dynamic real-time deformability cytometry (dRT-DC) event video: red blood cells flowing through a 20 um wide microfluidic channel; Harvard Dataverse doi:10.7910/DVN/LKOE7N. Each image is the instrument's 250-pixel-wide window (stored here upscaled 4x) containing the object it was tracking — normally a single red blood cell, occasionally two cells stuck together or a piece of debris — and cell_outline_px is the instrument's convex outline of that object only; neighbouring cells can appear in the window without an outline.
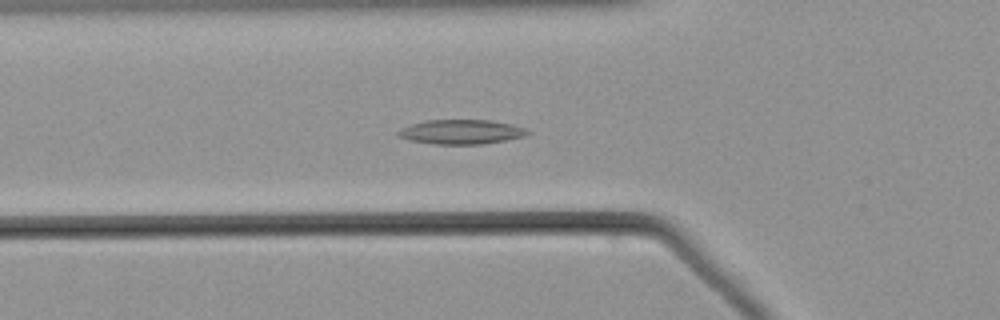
{"species": "common noctule bat (a hibernating species)", "species_latin": "Nyctalus noctula", "temperature_condition": "warm", "stored_images_in_passage": 55, "camera_frame_rate_fps": 3000, "um_per_image_px": 0.085, "animal": {"sex": "male", "body_mass_g": 21.5, "forearm_length_mm": 52.0}, "frame": {"image": 1, "passage_image": 20, "time_ms": 6.333, "image_size_px": [1000, 320], "cell_outline_px": [[532, 132], [524, 136], [484, 144], [432, 144], [408, 140], [396, 136], [396, 132], [400, 128], [424, 120], [492, 120], [512, 124], [524, 128]], "centroid_in_image_um": [39.16, 11.21], "position_along_channel_um": 86.6, "area_um2": 18.61}}
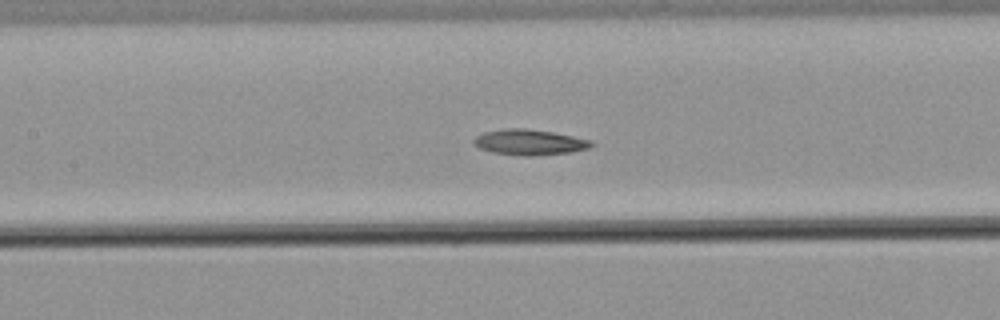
{"frame": {"image": 2, "passage_image": 26, "time_ms": 8.333, "image_size_px": [1000, 320], "cell_outline_px": [[596, 144], [588, 148], [572, 152], [532, 156], [524, 156], [492, 152], [480, 148], [472, 144], [472, 140], [476, 136], [484, 132], [504, 128], [524, 128], [552, 132], [592, 140]], "centroid_in_image_um": [45.0, 12.09], "position_along_channel_um": 162.4, "area_um2": 17.63}}
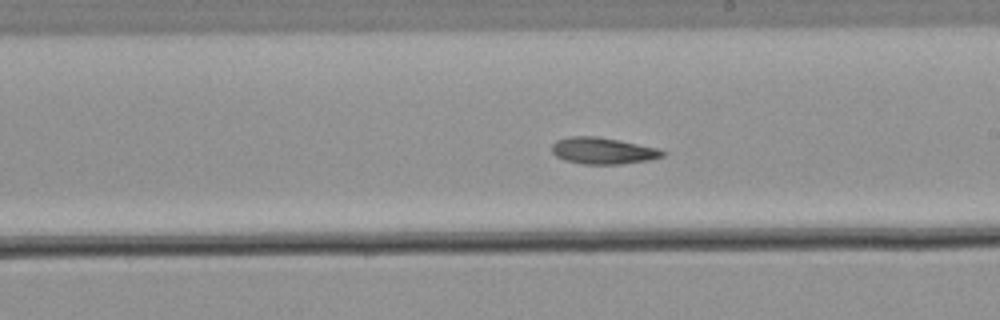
{"frame": {"image": 3, "passage_image": 32, "time_ms": 10.333, "image_size_px": [1000, 320], "cell_outline_px": [[668, 152], [664, 156], [648, 160], [620, 164], [584, 164], [564, 160], [556, 156], [552, 152], [552, 144], [556, 140], [568, 136], [596, 136], [620, 140], [656, 148]], "centroid_in_image_um": [51.23, 12.81], "position_along_channel_um": 237.8, "area_um2": 17.17}}